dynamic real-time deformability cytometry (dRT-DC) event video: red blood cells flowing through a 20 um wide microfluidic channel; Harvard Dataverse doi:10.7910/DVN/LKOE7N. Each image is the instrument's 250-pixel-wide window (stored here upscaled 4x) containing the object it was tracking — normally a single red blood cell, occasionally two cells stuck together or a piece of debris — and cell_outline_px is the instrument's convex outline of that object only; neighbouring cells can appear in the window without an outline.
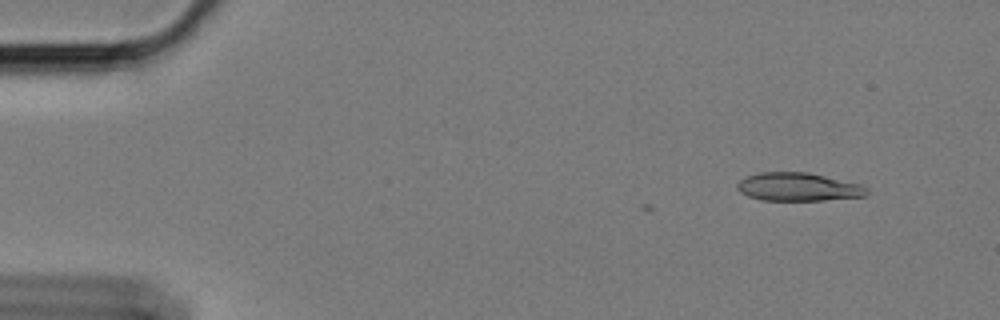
{"species": "Egyptian fruit bat (a non-hibernating species)", "species_latin": "Rousettus aegyptiacus", "temperature_condition": "cold", "stored_images_in_passage": 6, "camera_frame_rate_fps": 3000, "um_per_image_px": 0.085, "animal": {"sex": "female"}, "frame": {"image": 1, "passage_image": 1, "time_ms": 0.0, "image_size_px": [1000, 320], "cell_outline_px": [[868, 192], [864, 196], [824, 200], [760, 200], [748, 196], [740, 192], [736, 188], [736, 184], [740, 180], [748, 176], [760, 172], [808, 172], [860, 184], [868, 188]], "centroid_in_image_um": [67.83, 15.89], "position_along_channel_um": 17.2, "area_um2": 21.27}}